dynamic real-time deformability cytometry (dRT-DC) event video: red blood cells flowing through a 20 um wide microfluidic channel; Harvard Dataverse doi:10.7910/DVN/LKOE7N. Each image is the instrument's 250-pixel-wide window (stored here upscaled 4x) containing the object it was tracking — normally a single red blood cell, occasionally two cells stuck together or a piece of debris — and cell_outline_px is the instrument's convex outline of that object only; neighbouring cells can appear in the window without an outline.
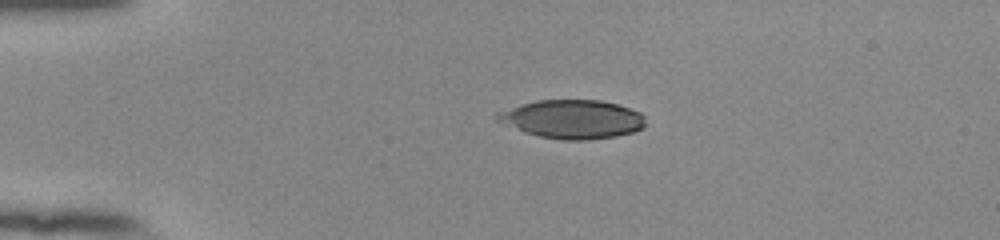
{"species": "human", "species_latin": "Homo sapiens", "temperature_condition": "room temperature", "stored_images_in_passage": 42, "camera_frame_rate_fps": 3000, "um_per_image_px": 0.085, "donor": {"sex": "female"}, "frame": {"image": 1, "passage_image": 1, "time_ms": 0.0, "image_size_px": [1000, 240], "cell_outline_px": [[644, 124], [640, 128], [632, 132], [616, 136], [588, 140], [560, 140], [540, 136], [524, 132], [500, 124], [496, 120], [496, 112], [520, 104], [536, 100], [600, 100], [616, 104], [640, 112], [644, 116]], "centroid_in_image_um": [48.58, 10.13], "position_along_channel_um": 36.4, "area_um2": 33.47}}
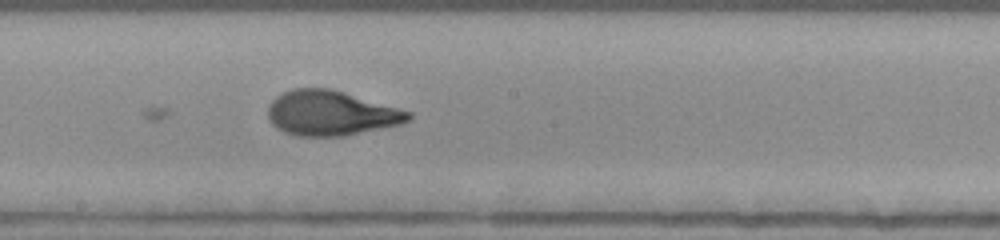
{"frame": {"image": 2, "passage_image": 19, "time_ms": 6.0, "image_size_px": [1000, 240], "cell_outline_px": [[412, 116], [408, 120], [400, 124], [344, 136], [300, 136], [284, 132], [276, 128], [268, 120], [268, 104], [276, 96], [292, 88], [328, 88], [344, 92], [412, 112]], "centroid_in_image_um": [28.09, 9.62], "position_along_channel_um": 220.1, "area_um2": 36.65}}
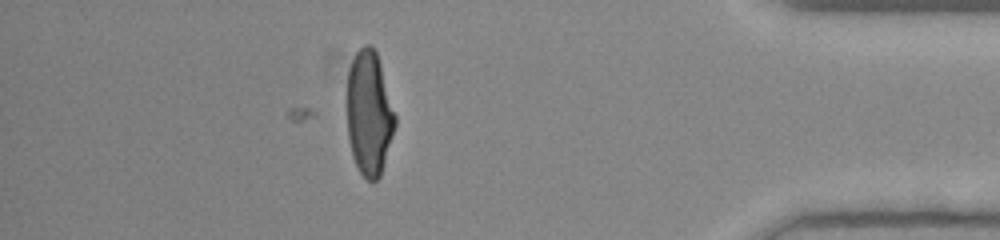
{"frame": {"image": 3, "passage_image": 36, "time_ms": 11.667, "image_size_px": [1000, 240], "cell_outline_px": [[396, 124], [380, 176], [376, 180], [368, 180], [360, 172], [352, 156], [348, 136], [348, 72], [352, 60], [356, 52], [364, 44], [372, 44], [376, 52], [380, 64], [396, 116]], "centroid_in_image_um": [31.38, 9.61], "position_along_channel_um": 403.8, "area_um2": 34.45}, "authors_computed_cell_mechanics": {"area_um2": 36.125, "velocity_mm_per_s": 3.8924, "shape_relaxation_time_tau1_ms": 4.7532, "shape_relaxation_time_tau2_ms": 0.8635, "deformation_change_tau1": 0.238, "deformation_change_tau2": 0.071}}